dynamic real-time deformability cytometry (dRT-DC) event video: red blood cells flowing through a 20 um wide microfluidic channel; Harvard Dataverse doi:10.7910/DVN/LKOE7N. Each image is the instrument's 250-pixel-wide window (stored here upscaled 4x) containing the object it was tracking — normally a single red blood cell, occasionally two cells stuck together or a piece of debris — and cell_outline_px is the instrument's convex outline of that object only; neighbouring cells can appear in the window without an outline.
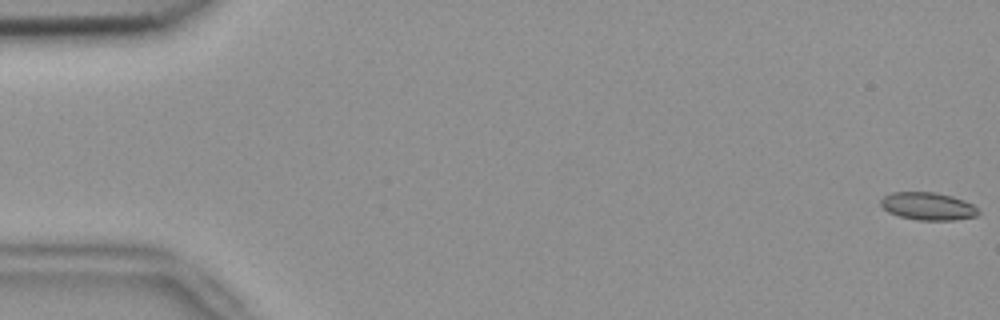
{"species": "common noctule bat (a hibernating species)", "species_latin": "Nyctalus noctula", "temperature_condition": "room temperature", "stored_images_in_passage": 54, "camera_frame_rate_fps": 3000, "um_per_image_px": 0.085, "animal": {"sex": "female", "body_mass_g": 18.4}, "frame": {"image": 1, "passage_image": 1, "time_ms": 0.0, "image_size_px": [1000, 320], "cell_outline_px": [[980, 212], [976, 216], [956, 220], [920, 220], [900, 216], [888, 212], [880, 204], [880, 200], [884, 196], [892, 192], [936, 192], [952, 196], [964, 200], [972, 204]], "centroid_in_image_um": [78.88, 17.52], "position_along_channel_um": 6.1, "area_um2": 15.72}}
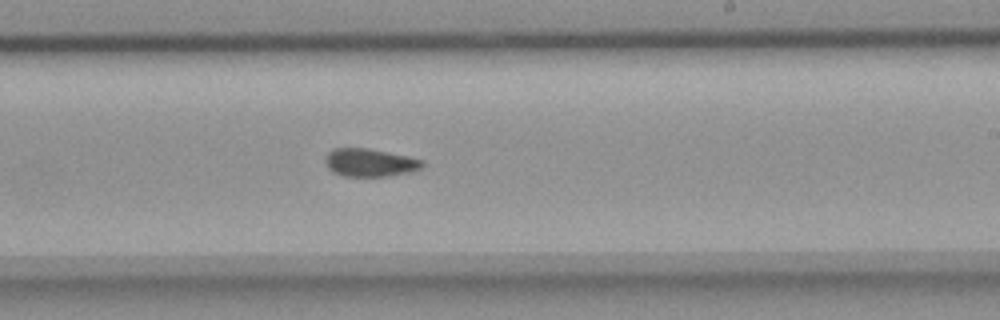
{"frame": {"image": 2, "passage_image": 33, "time_ms": 10.667, "image_size_px": [1000, 320], "cell_outline_px": [[424, 164], [420, 168], [408, 172], [388, 176], [344, 176], [332, 172], [328, 168], [324, 160], [328, 152], [332, 148], [368, 148], [408, 156], [424, 160]], "centroid_in_image_um": [31.41, 13.81], "position_along_channel_um": 257.6, "area_um2": 15.84}}
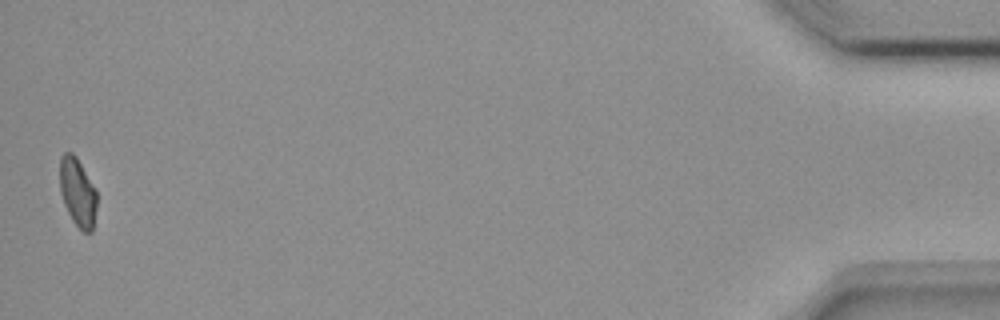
{"frame": {"image": 3, "passage_image": 54, "time_ms": 17.667, "image_size_px": [1000, 320], "cell_outline_px": [[96, 208], [92, 232], [84, 232], [72, 220], [64, 204], [60, 192], [60, 156], [64, 152], [72, 152], [76, 156], [96, 188]], "centroid_in_image_um": [6.59, 16.31], "position_along_channel_um": 428.6, "area_um2": 14.8}, "authors_computed_cell_mechanics": {"area_um2": 15.8083, "velocity_mm_per_s": 3.7723, "shape_relaxation_time_tau1_ms": 6.6562, "shape_relaxation_time_tau2_ms": 3.2928, "deformation_change_tau1": 0.1182, "deformation_change_tau2": 0.0645}}